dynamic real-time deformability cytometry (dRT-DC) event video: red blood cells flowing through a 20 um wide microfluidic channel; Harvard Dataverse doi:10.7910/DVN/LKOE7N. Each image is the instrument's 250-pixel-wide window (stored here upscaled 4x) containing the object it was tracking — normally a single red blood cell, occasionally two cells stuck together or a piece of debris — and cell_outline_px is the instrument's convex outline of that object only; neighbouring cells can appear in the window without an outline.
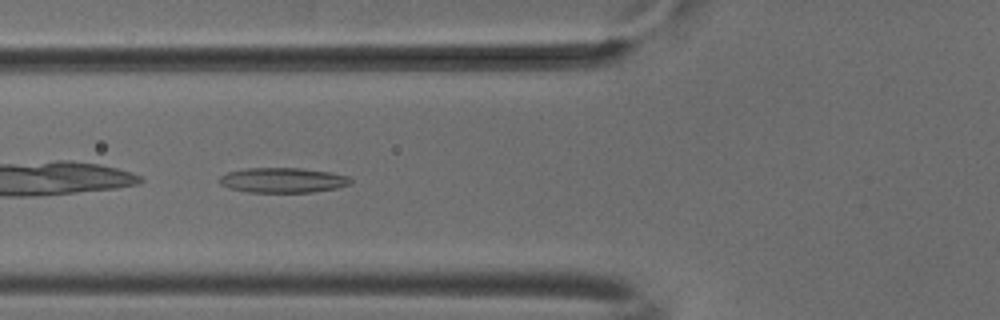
{"species": "common noctule bat (a hibernating species)", "species_latin": "Nyctalus noctula", "temperature_condition": "cold", "stored_images_in_passage": 6, "camera_frame_rate_fps": 3000, "um_per_image_px": 0.085, "animal": {"sex": "male", "body_mass_g": 18.8}, "frame": {"image": 1, "passage_image": 4, "time_ms": 1.0, "image_size_px": [1000, 320], "cell_outline_px": [[352, 180], [348, 184], [340, 188], [312, 192], [248, 192], [232, 188], [220, 184], [220, 176], [228, 172], [248, 168], [300, 168], [332, 172], [348, 176]], "centroid_in_image_um": [24.08, 15.31], "position_along_channel_um": 101.7, "area_um2": 19.02}}
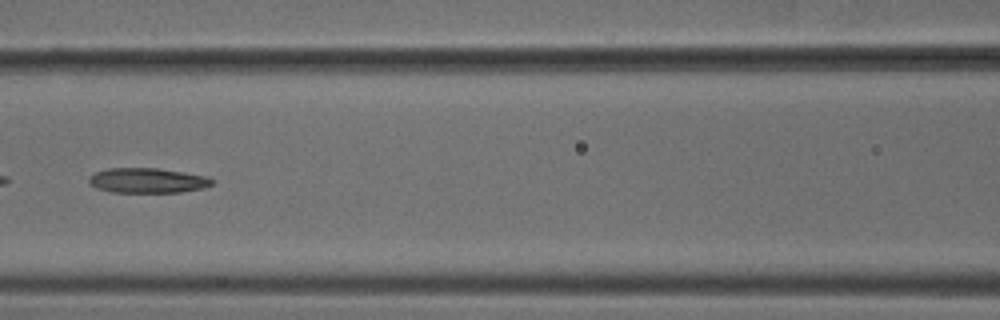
{"frame": {"image": 2, "passage_image": 5, "time_ms": 1.333, "image_size_px": [1000, 320], "cell_outline_px": [[216, 180], [212, 184], [204, 188], [180, 192], [112, 192], [96, 188], [88, 184], [88, 176], [96, 172], [108, 168], [156, 168], [184, 172], [204, 176]], "centroid_in_image_um": [12.51, 15.34], "position_along_channel_um": 154.1, "area_um2": 17.98}}
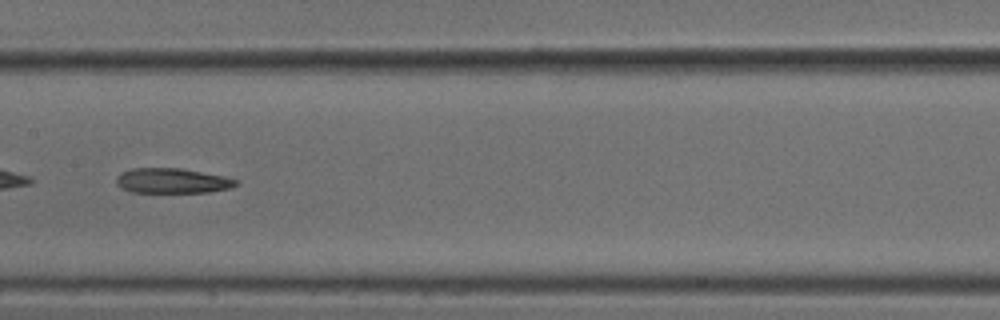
{"frame": {"image": 3, "passage_image": 6, "time_ms": 1.667, "image_size_px": [1000, 320], "cell_outline_px": [[236, 184], [232, 188], [208, 192], [132, 192], [116, 184], [116, 176], [120, 172], [132, 168], [180, 168], [224, 176], [236, 180]], "centroid_in_image_um": [14.61, 15.36], "position_along_channel_um": 192.8, "area_um2": 17.34}}